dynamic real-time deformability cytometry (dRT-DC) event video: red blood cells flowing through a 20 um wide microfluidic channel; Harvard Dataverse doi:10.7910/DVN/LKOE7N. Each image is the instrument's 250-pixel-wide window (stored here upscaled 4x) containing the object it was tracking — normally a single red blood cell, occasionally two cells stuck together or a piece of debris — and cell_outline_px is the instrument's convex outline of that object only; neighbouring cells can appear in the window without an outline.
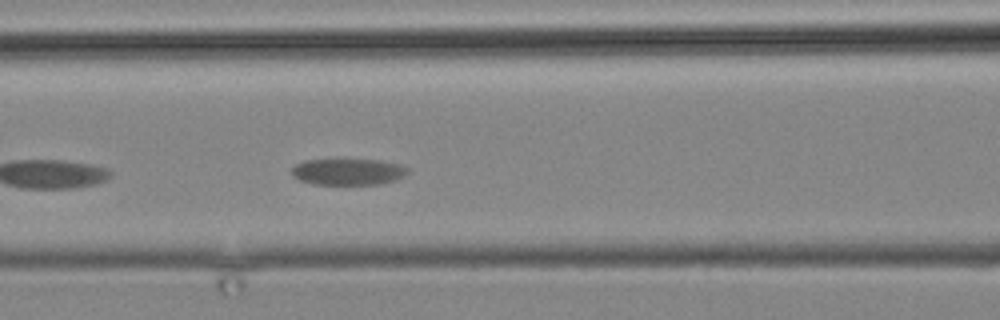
{"species": "common noctule bat (a hibernating species)", "species_latin": "Nyctalus noctula", "temperature_condition": "cold", "stored_images_in_passage": 4, "camera_frame_rate_fps": 3000, "um_per_image_px": 0.085, "animal": {"sex": "male", "body_mass_g": 19.2, "forearm_length_mm": 51.8}, "frame": {"image": 1, "passage_image": 3, "time_ms": 2.333, "image_size_px": [1000, 320], "cell_outline_px": [[408, 172], [404, 176], [380, 184], [312, 184], [300, 180], [292, 176], [292, 168], [296, 164], [304, 160], [340, 156], [380, 160], [400, 164], [408, 168]], "centroid_in_image_um": [29.54, 14.53], "position_along_channel_um": 137.1, "area_um2": 18.79}}